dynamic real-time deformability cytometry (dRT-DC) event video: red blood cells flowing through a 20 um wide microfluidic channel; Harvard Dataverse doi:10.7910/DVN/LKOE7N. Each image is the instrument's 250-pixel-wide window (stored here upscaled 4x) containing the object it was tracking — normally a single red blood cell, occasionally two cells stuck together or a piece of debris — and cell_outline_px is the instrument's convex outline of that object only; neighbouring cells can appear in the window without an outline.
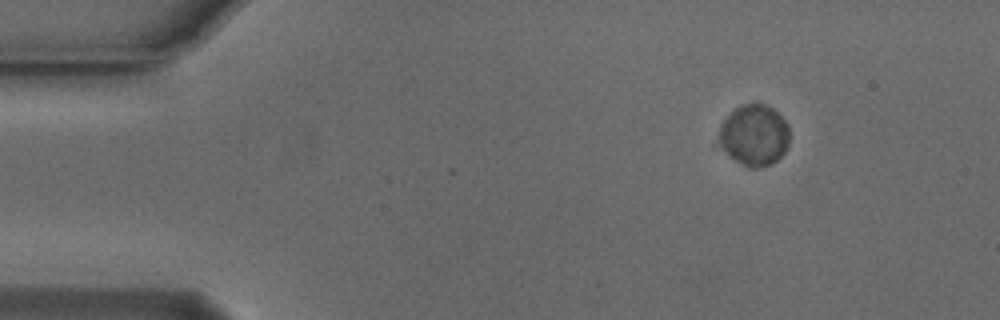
{"species": "Egyptian fruit bat (a non-hibernating species)", "species_latin": "Rousettus aegyptiacus", "temperature_condition": "cold", "stored_images_in_passage": 50, "camera_frame_rate_fps": 3000, "um_per_image_px": 0.085, "animal": {"sex": "male"}, "frame": {"image": 1, "passage_image": 1, "time_ms": 0.0, "image_size_px": [1000, 320], "cell_outline_px": [[788, 144], [784, 152], [776, 160], [768, 164], [756, 168], [748, 168], [728, 156], [716, 140], [720, 124], [736, 108], [744, 104], [756, 100], [772, 108], [784, 120], [788, 128]], "centroid_in_image_um": [64.06, 11.48], "position_along_channel_um": 20.9, "area_um2": 25.32}}
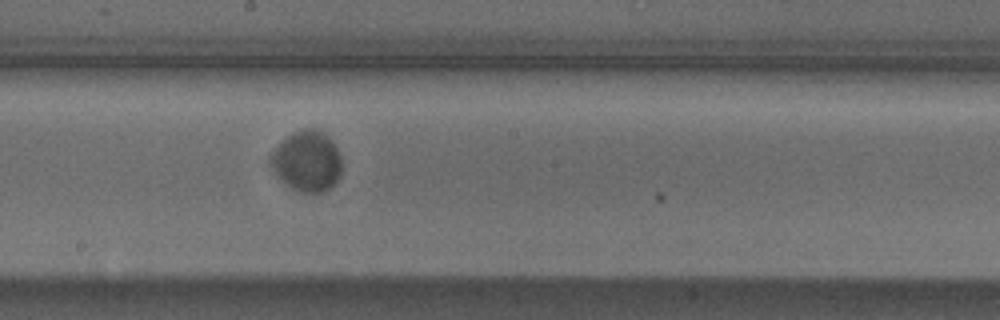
{"frame": {"image": 2, "passage_image": 24, "time_ms": 7.667, "image_size_px": [1000, 320], "cell_outline_px": [[340, 176], [328, 188], [320, 192], [300, 192], [292, 188], [276, 172], [268, 160], [272, 152], [288, 136], [296, 132], [308, 128], [312, 128], [320, 132], [332, 140], [340, 156]], "centroid_in_image_um": [26.1, 13.7], "position_along_channel_um": 222.1, "area_um2": 24.16}}
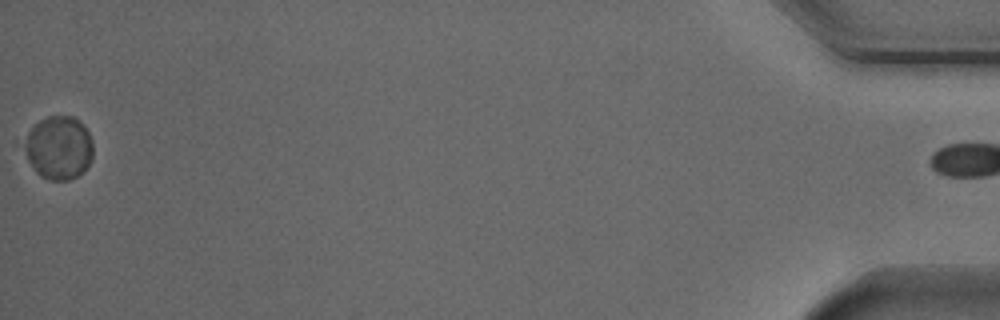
{"frame": {"image": 3, "passage_image": 49, "time_ms": 16.0, "image_size_px": [1000, 320], "cell_outline_px": [[92, 160], [84, 172], [68, 180], [52, 180], [40, 176], [36, 172], [28, 160], [24, 148], [28, 132], [40, 120], [48, 116], [72, 116], [80, 120], [88, 132], [92, 140]], "centroid_in_image_um": [5.02, 12.56], "position_along_channel_um": 430.2, "area_um2": 25.32}}